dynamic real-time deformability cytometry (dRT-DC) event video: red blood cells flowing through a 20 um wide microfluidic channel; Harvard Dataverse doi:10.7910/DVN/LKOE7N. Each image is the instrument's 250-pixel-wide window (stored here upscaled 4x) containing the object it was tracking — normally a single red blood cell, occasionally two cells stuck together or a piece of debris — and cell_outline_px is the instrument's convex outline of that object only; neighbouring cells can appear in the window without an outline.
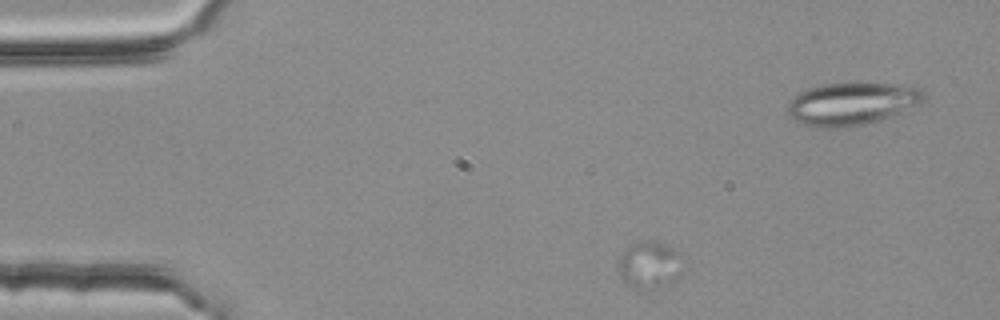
{"species": "common noctule bat (a hibernating species)", "species_latin": "Nyctalus noctula", "temperature_condition": "room temperature", "stored_images_in_passage": 3, "camera_frame_rate_fps": 3000, "um_per_image_px": 0.085, "animal": {"sex": "female", "body_mass_g": 25.1}, "frame": {"image": 1, "passage_image": 1, "time_ms": 0.0, "image_size_px": [1000, 320], "cell_outline_px": [[680, 272], [676, 280], [640, 288], [632, 288], [624, 284], [620, 276], [620, 256], [632, 244], [640, 240], [648, 240], [660, 244], [668, 248], [672, 252]], "centroid_in_image_um": [55.05, 22.52], "position_along_channel_um": 29.9, "area_um2": 16.01}}